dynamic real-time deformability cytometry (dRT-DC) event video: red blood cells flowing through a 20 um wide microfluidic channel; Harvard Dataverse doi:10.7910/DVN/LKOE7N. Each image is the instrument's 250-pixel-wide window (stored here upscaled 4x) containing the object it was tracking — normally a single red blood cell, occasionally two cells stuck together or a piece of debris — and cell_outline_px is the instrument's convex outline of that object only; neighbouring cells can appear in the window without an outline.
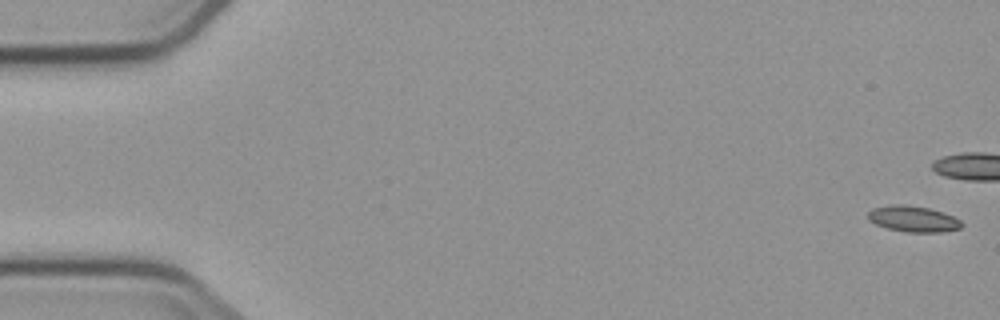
{"species": "common noctule bat (a hibernating species)", "species_latin": "Nyctalus noctula", "temperature_condition": "cold", "stored_images_in_passage": 12, "camera_frame_rate_fps": 3000, "um_per_image_px": 0.085, "animal": {"sex": "male", "body_mass_g": 23.1, "forearm_length_mm": 52.7}, "frame": {"image": 1, "passage_image": 1, "time_ms": 0.0, "image_size_px": [1000, 320], "cell_outline_px": [[964, 224], [960, 228], [944, 232], [904, 232], [888, 228], [876, 224], [868, 220], [868, 212], [872, 208], [896, 204], [904, 204], [928, 208], [952, 216], [960, 220]], "centroid_in_image_um": [77.61, 18.61], "position_along_channel_um": 7.4, "area_um2": 14.1}}